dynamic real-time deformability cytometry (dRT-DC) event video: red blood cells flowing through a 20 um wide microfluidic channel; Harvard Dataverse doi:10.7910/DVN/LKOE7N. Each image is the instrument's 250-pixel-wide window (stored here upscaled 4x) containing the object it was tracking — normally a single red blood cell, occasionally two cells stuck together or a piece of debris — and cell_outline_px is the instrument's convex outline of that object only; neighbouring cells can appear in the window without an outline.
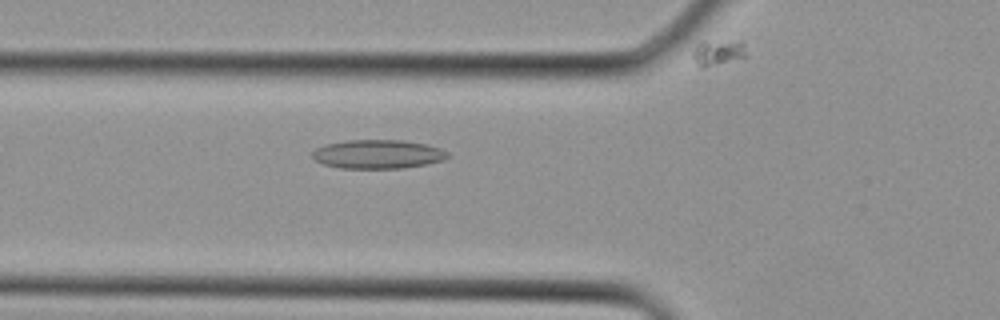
{"species": "Egyptian fruit bat (a non-hibernating species)", "species_latin": "Rousettus aegyptiacus", "temperature_condition": "cold", "stored_images_in_passage": 5, "camera_frame_rate_fps": 3000, "um_per_image_px": 0.085, "animal": {"sex": "female"}, "frame": {"image": 1, "passage_image": 5, "time_ms": 1.333, "image_size_px": [1000, 320], "cell_outline_px": [[452, 156], [444, 160], [428, 164], [404, 168], [340, 168], [324, 164], [316, 160], [312, 156], [312, 152], [316, 148], [324, 144], [348, 140], [404, 140], [428, 144], [440, 148], [448, 152]], "centroid_in_image_um": [32.17, 13.1], "position_along_channel_um": 93.6, "area_um2": 23.0}}